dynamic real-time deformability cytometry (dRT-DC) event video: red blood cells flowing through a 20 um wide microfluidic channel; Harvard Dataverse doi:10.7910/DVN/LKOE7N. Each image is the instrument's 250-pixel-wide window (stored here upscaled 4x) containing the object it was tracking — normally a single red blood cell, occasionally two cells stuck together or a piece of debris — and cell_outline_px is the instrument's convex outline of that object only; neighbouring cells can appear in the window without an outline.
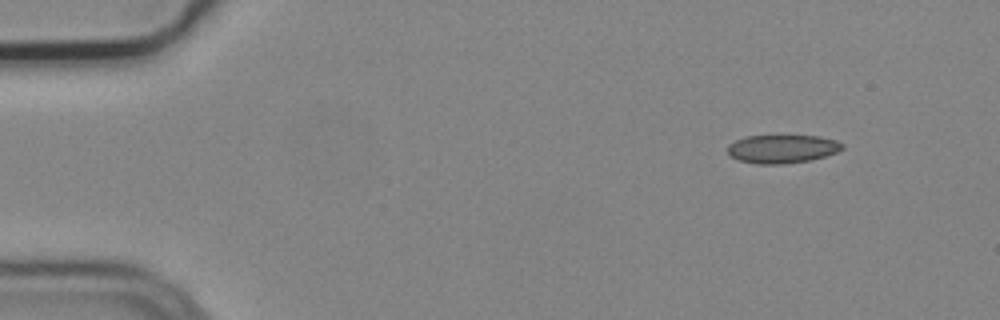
{"species": "common noctule bat (a hibernating species)", "species_latin": "Nyctalus noctula", "temperature_condition": "cold", "stored_images_in_passage": 4, "camera_frame_rate_fps": 3000, "um_per_image_px": 0.085, "animal": {"sex": "male", "body_mass_g": 19.2, "forearm_length_mm": 51.8}, "frame": {"image": 1, "passage_image": 1, "time_ms": 0.0, "image_size_px": [1000, 320], "cell_outline_px": [[844, 148], [836, 152], [812, 160], [784, 164], [756, 164], [740, 160], [732, 156], [728, 152], [728, 144], [736, 140], [748, 136], [820, 136], [836, 140], [844, 144]], "centroid_in_image_um": [66.52, 12.66], "position_along_channel_um": 18.5, "area_um2": 18.9}}
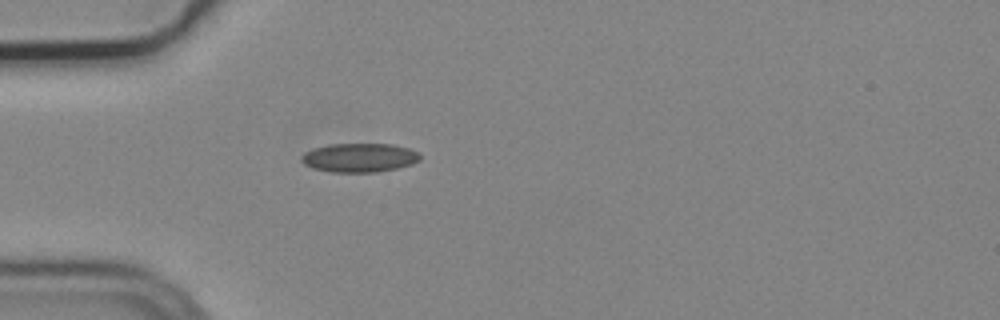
{"frame": {"image": 2, "passage_image": 4, "time_ms": 1.0, "image_size_px": [1000, 320], "cell_outline_px": [[420, 160], [412, 164], [396, 168], [376, 172], [332, 172], [312, 168], [304, 164], [300, 160], [300, 156], [304, 152], [312, 148], [328, 144], [392, 144], [408, 148], [420, 152]], "centroid_in_image_um": [30.52, 13.39], "position_along_channel_um": 54.5, "area_um2": 20.17}}